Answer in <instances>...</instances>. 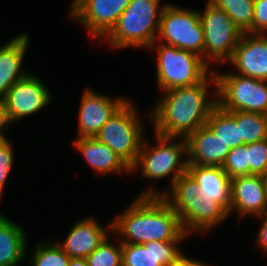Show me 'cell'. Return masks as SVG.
Segmentation results:
<instances>
[{
	"label": "cell",
	"instance_id": "f1b7e54d",
	"mask_svg": "<svg viewBox=\"0 0 267 266\" xmlns=\"http://www.w3.org/2000/svg\"><path fill=\"white\" fill-rule=\"evenodd\" d=\"M222 168L231 179L249 175L247 144L231 148Z\"/></svg>",
	"mask_w": 267,
	"mask_h": 266
},
{
	"label": "cell",
	"instance_id": "e0dca14e",
	"mask_svg": "<svg viewBox=\"0 0 267 266\" xmlns=\"http://www.w3.org/2000/svg\"><path fill=\"white\" fill-rule=\"evenodd\" d=\"M188 165L222 167L230 152L225 145L205 124L186 138Z\"/></svg>",
	"mask_w": 267,
	"mask_h": 266
},
{
	"label": "cell",
	"instance_id": "44dd1931",
	"mask_svg": "<svg viewBox=\"0 0 267 266\" xmlns=\"http://www.w3.org/2000/svg\"><path fill=\"white\" fill-rule=\"evenodd\" d=\"M75 145L97 173L131 172V168L111 148L95 137H81L75 141Z\"/></svg>",
	"mask_w": 267,
	"mask_h": 266
},
{
	"label": "cell",
	"instance_id": "ba28073f",
	"mask_svg": "<svg viewBox=\"0 0 267 266\" xmlns=\"http://www.w3.org/2000/svg\"><path fill=\"white\" fill-rule=\"evenodd\" d=\"M157 34L161 41L166 40L162 44L193 52L209 64L204 58L205 39L199 11L164 5Z\"/></svg>",
	"mask_w": 267,
	"mask_h": 266
},
{
	"label": "cell",
	"instance_id": "ffe728a7",
	"mask_svg": "<svg viewBox=\"0 0 267 266\" xmlns=\"http://www.w3.org/2000/svg\"><path fill=\"white\" fill-rule=\"evenodd\" d=\"M19 35L0 47V98L29 74L21 70L29 39L27 34Z\"/></svg>",
	"mask_w": 267,
	"mask_h": 266
},
{
	"label": "cell",
	"instance_id": "d4e9b609",
	"mask_svg": "<svg viewBox=\"0 0 267 266\" xmlns=\"http://www.w3.org/2000/svg\"><path fill=\"white\" fill-rule=\"evenodd\" d=\"M216 8L224 10L242 33L252 34L254 0H209Z\"/></svg>",
	"mask_w": 267,
	"mask_h": 266
},
{
	"label": "cell",
	"instance_id": "9c48e42d",
	"mask_svg": "<svg viewBox=\"0 0 267 266\" xmlns=\"http://www.w3.org/2000/svg\"><path fill=\"white\" fill-rule=\"evenodd\" d=\"M199 17L204 30L205 54L216 62L228 61L243 33L224 10L209 1Z\"/></svg>",
	"mask_w": 267,
	"mask_h": 266
},
{
	"label": "cell",
	"instance_id": "7402d4cb",
	"mask_svg": "<svg viewBox=\"0 0 267 266\" xmlns=\"http://www.w3.org/2000/svg\"><path fill=\"white\" fill-rule=\"evenodd\" d=\"M23 228L0 212V266H18L27 249Z\"/></svg>",
	"mask_w": 267,
	"mask_h": 266
},
{
	"label": "cell",
	"instance_id": "52a82bcc",
	"mask_svg": "<svg viewBox=\"0 0 267 266\" xmlns=\"http://www.w3.org/2000/svg\"><path fill=\"white\" fill-rule=\"evenodd\" d=\"M217 105L225 111L267 114V81L232 73H215ZM219 97V98H218Z\"/></svg>",
	"mask_w": 267,
	"mask_h": 266
},
{
	"label": "cell",
	"instance_id": "30bf717a",
	"mask_svg": "<svg viewBox=\"0 0 267 266\" xmlns=\"http://www.w3.org/2000/svg\"><path fill=\"white\" fill-rule=\"evenodd\" d=\"M131 0H74L71 17L83 23L98 41L105 38Z\"/></svg>",
	"mask_w": 267,
	"mask_h": 266
},
{
	"label": "cell",
	"instance_id": "8992f818",
	"mask_svg": "<svg viewBox=\"0 0 267 266\" xmlns=\"http://www.w3.org/2000/svg\"><path fill=\"white\" fill-rule=\"evenodd\" d=\"M155 136L158 146L147 148L144 140L131 171L134 172L141 167L143 177L155 180L166 178L172 173L174 174L171 180L172 187L175 180L187 172V158L181 160L183 154L187 156V143L183 137H180L181 141L175 143V137L161 136L157 133Z\"/></svg>",
	"mask_w": 267,
	"mask_h": 266
},
{
	"label": "cell",
	"instance_id": "6da1fadb",
	"mask_svg": "<svg viewBox=\"0 0 267 266\" xmlns=\"http://www.w3.org/2000/svg\"><path fill=\"white\" fill-rule=\"evenodd\" d=\"M208 82L217 88L214 70L195 85L164 91L163 98L150 112L155 133L186 138L205 125L211 111L217 106V97L207 99Z\"/></svg>",
	"mask_w": 267,
	"mask_h": 266
},
{
	"label": "cell",
	"instance_id": "836d02e7",
	"mask_svg": "<svg viewBox=\"0 0 267 266\" xmlns=\"http://www.w3.org/2000/svg\"><path fill=\"white\" fill-rule=\"evenodd\" d=\"M8 123L10 122L6 114L5 106H4L2 98H0V140L7 139L4 136L2 129H7L8 128L7 125H9Z\"/></svg>",
	"mask_w": 267,
	"mask_h": 266
},
{
	"label": "cell",
	"instance_id": "1f68e13d",
	"mask_svg": "<svg viewBox=\"0 0 267 266\" xmlns=\"http://www.w3.org/2000/svg\"><path fill=\"white\" fill-rule=\"evenodd\" d=\"M265 32H267V0H254L252 34H265Z\"/></svg>",
	"mask_w": 267,
	"mask_h": 266
},
{
	"label": "cell",
	"instance_id": "4fadbf2b",
	"mask_svg": "<svg viewBox=\"0 0 267 266\" xmlns=\"http://www.w3.org/2000/svg\"><path fill=\"white\" fill-rule=\"evenodd\" d=\"M228 61L239 75L267 81V35L243 33Z\"/></svg>",
	"mask_w": 267,
	"mask_h": 266
},
{
	"label": "cell",
	"instance_id": "484cf974",
	"mask_svg": "<svg viewBox=\"0 0 267 266\" xmlns=\"http://www.w3.org/2000/svg\"><path fill=\"white\" fill-rule=\"evenodd\" d=\"M170 191L171 193L167 191L156 192L150 188L140 196H162L166 201H195L196 196H201L197 182L188 172H185L175 180Z\"/></svg>",
	"mask_w": 267,
	"mask_h": 266
},
{
	"label": "cell",
	"instance_id": "8fae6325",
	"mask_svg": "<svg viewBox=\"0 0 267 266\" xmlns=\"http://www.w3.org/2000/svg\"><path fill=\"white\" fill-rule=\"evenodd\" d=\"M10 123L40 111L51 101V95L38 77L28 74L2 97Z\"/></svg>",
	"mask_w": 267,
	"mask_h": 266
},
{
	"label": "cell",
	"instance_id": "603a6c76",
	"mask_svg": "<svg viewBox=\"0 0 267 266\" xmlns=\"http://www.w3.org/2000/svg\"><path fill=\"white\" fill-rule=\"evenodd\" d=\"M206 125L230 149L244 144L236 124V111H225L218 105L211 111Z\"/></svg>",
	"mask_w": 267,
	"mask_h": 266
},
{
	"label": "cell",
	"instance_id": "83f0119b",
	"mask_svg": "<svg viewBox=\"0 0 267 266\" xmlns=\"http://www.w3.org/2000/svg\"><path fill=\"white\" fill-rule=\"evenodd\" d=\"M88 266H122V243L108 242V237L86 258Z\"/></svg>",
	"mask_w": 267,
	"mask_h": 266
},
{
	"label": "cell",
	"instance_id": "7a4b0ae2",
	"mask_svg": "<svg viewBox=\"0 0 267 266\" xmlns=\"http://www.w3.org/2000/svg\"><path fill=\"white\" fill-rule=\"evenodd\" d=\"M108 229L121 233V243L182 241L186 233L179 216L162 196H139Z\"/></svg>",
	"mask_w": 267,
	"mask_h": 266
},
{
	"label": "cell",
	"instance_id": "f546056e",
	"mask_svg": "<svg viewBox=\"0 0 267 266\" xmlns=\"http://www.w3.org/2000/svg\"><path fill=\"white\" fill-rule=\"evenodd\" d=\"M249 175H267V139L247 144Z\"/></svg>",
	"mask_w": 267,
	"mask_h": 266
},
{
	"label": "cell",
	"instance_id": "5bb4252c",
	"mask_svg": "<svg viewBox=\"0 0 267 266\" xmlns=\"http://www.w3.org/2000/svg\"><path fill=\"white\" fill-rule=\"evenodd\" d=\"M126 101V98L111 99L87 89L82 97L79 110V138L95 137L103 125Z\"/></svg>",
	"mask_w": 267,
	"mask_h": 266
},
{
	"label": "cell",
	"instance_id": "277c9868",
	"mask_svg": "<svg viewBox=\"0 0 267 266\" xmlns=\"http://www.w3.org/2000/svg\"><path fill=\"white\" fill-rule=\"evenodd\" d=\"M156 42L149 48L157 47V83L162 91L195 85L208 75V64L199 55Z\"/></svg>",
	"mask_w": 267,
	"mask_h": 266
},
{
	"label": "cell",
	"instance_id": "8d00e7d4",
	"mask_svg": "<svg viewBox=\"0 0 267 266\" xmlns=\"http://www.w3.org/2000/svg\"><path fill=\"white\" fill-rule=\"evenodd\" d=\"M264 185H265L266 203H267V175L264 176Z\"/></svg>",
	"mask_w": 267,
	"mask_h": 266
},
{
	"label": "cell",
	"instance_id": "3957f363",
	"mask_svg": "<svg viewBox=\"0 0 267 266\" xmlns=\"http://www.w3.org/2000/svg\"><path fill=\"white\" fill-rule=\"evenodd\" d=\"M160 0H131L105 36L113 48L150 47L157 38L163 7Z\"/></svg>",
	"mask_w": 267,
	"mask_h": 266
},
{
	"label": "cell",
	"instance_id": "5b68a950",
	"mask_svg": "<svg viewBox=\"0 0 267 266\" xmlns=\"http://www.w3.org/2000/svg\"><path fill=\"white\" fill-rule=\"evenodd\" d=\"M136 108L126 100L103 125L95 138L111 148L130 168L134 165L144 141Z\"/></svg>",
	"mask_w": 267,
	"mask_h": 266
},
{
	"label": "cell",
	"instance_id": "2e32d148",
	"mask_svg": "<svg viewBox=\"0 0 267 266\" xmlns=\"http://www.w3.org/2000/svg\"><path fill=\"white\" fill-rule=\"evenodd\" d=\"M230 212L236 209L238 214L257 217L267 212L264 176L245 175L231 179Z\"/></svg>",
	"mask_w": 267,
	"mask_h": 266
},
{
	"label": "cell",
	"instance_id": "4dcf8cb0",
	"mask_svg": "<svg viewBox=\"0 0 267 266\" xmlns=\"http://www.w3.org/2000/svg\"><path fill=\"white\" fill-rule=\"evenodd\" d=\"M13 149L8 139L0 140V196L13 166Z\"/></svg>",
	"mask_w": 267,
	"mask_h": 266
},
{
	"label": "cell",
	"instance_id": "7c38bea8",
	"mask_svg": "<svg viewBox=\"0 0 267 266\" xmlns=\"http://www.w3.org/2000/svg\"><path fill=\"white\" fill-rule=\"evenodd\" d=\"M195 201H166L179 216L186 233L205 232L223 221L229 213L217 201H203L196 196Z\"/></svg>",
	"mask_w": 267,
	"mask_h": 266
},
{
	"label": "cell",
	"instance_id": "d6986e66",
	"mask_svg": "<svg viewBox=\"0 0 267 266\" xmlns=\"http://www.w3.org/2000/svg\"><path fill=\"white\" fill-rule=\"evenodd\" d=\"M96 219L80 220L72 227L62 244L69 258L86 259L107 237V231Z\"/></svg>",
	"mask_w": 267,
	"mask_h": 266
},
{
	"label": "cell",
	"instance_id": "cb8c5ba5",
	"mask_svg": "<svg viewBox=\"0 0 267 266\" xmlns=\"http://www.w3.org/2000/svg\"><path fill=\"white\" fill-rule=\"evenodd\" d=\"M236 124L244 144L267 139V114L236 111Z\"/></svg>",
	"mask_w": 267,
	"mask_h": 266
},
{
	"label": "cell",
	"instance_id": "d6a6232c",
	"mask_svg": "<svg viewBox=\"0 0 267 266\" xmlns=\"http://www.w3.org/2000/svg\"><path fill=\"white\" fill-rule=\"evenodd\" d=\"M258 218L262 219V226L259 230V235L257 237L258 245L263 248L264 252L267 253V212L258 216Z\"/></svg>",
	"mask_w": 267,
	"mask_h": 266
},
{
	"label": "cell",
	"instance_id": "ac0fdd59",
	"mask_svg": "<svg viewBox=\"0 0 267 266\" xmlns=\"http://www.w3.org/2000/svg\"><path fill=\"white\" fill-rule=\"evenodd\" d=\"M187 172L197 182L202 202L217 201L230 214L231 178L222 167L187 165Z\"/></svg>",
	"mask_w": 267,
	"mask_h": 266
},
{
	"label": "cell",
	"instance_id": "d590c367",
	"mask_svg": "<svg viewBox=\"0 0 267 266\" xmlns=\"http://www.w3.org/2000/svg\"><path fill=\"white\" fill-rule=\"evenodd\" d=\"M69 266H88L86 259L70 258Z\"/></svg>",
	"mask_w": 267,
	"mask_h": 266
},
{
	"label": "cell",
	"instance_id": "e575fe53",
	"mask_svg": "<svg viewBox=\"0 0 267 266\" xmlns=\"http://www.w3.org/2000/svg\"><path fill=\"white\" fill-rule=\"evenodd\" d=\"M175 266H208L201 263L200 261L193 260L189 257L184 256L183 254L179 257L178 262Z\"/></svg>",
	"mask_w": 267,
	"mask_h": 266
},
{
	"label": "cell",
	"instance_id": "9a60e30c",
	"mask_svg": "<svg viewBox=\"0 0 267 266\" xmlns=\"http://www.w3.org/2000/svg\"><path fill=\"white\" fill-rule=\"evenodd\" d=\"M179 241L122 243V266H175L182 255Z\"/></svg>",
	"mask_w": 267,
	"mask_h": 266
},
{
	"label": "cell",
	"instance_id": "4316f807",
	"mask_svg": "<svg viewBox=\"0 0 267 266\" xmlns=\"http://www.w3.org/2000/svg\"><path fill=\"white\" fill-rule=\"evenodd\" d=\"M33 266H69L70 258L57 243L42 242L34 249Z\"/></svg>",
	"mask_w": 267,
	"mask_h": 266
}]
</instances>
